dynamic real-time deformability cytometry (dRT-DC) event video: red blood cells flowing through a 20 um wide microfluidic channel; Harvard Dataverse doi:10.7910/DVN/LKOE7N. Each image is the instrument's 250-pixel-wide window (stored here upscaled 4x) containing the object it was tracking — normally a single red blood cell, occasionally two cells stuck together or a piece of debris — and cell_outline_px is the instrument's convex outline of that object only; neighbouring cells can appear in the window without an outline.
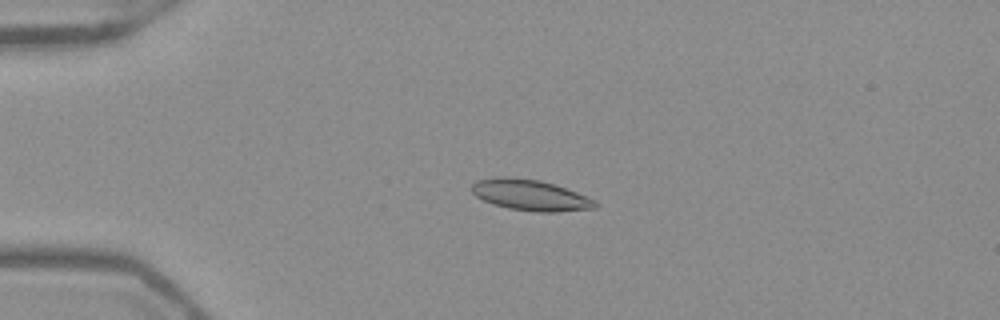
{"species": "Egyptian fruit bat (a non-hibernating species)", "species_latin": "Rousettus aegyptiacus", "temperature_condition": "warm", "stored_images_in_passage": 46, "camera_frame_rate_fps": 3000, "um_per_image_px": 0.085, "frame": {"image": 1, "passage_image": 7, "time_ms": 2.0, "image_size_px": [1000, 320], "cell_outline_px": [[596, 208], [556, 212], [536, 212], [508, 208], [492, 204], [476, 196], [472, 192], [472, 184], [476, 180], [496, 176], [504, 176], [540, 180], [576, 192], [596, 200]], "centroid_in_image_um": [45.04, 16.58], "position_along_channel_um": 40.0, "area_um2": 22.2}}
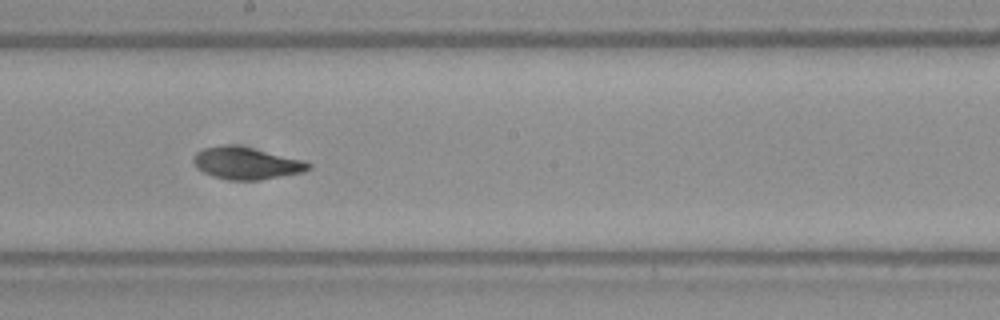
{"frame": {"image": 2, "passage_image": 24, "time_ms": 7.667, "image_size_px": [1000, 320], "cell_outline_px": [[312, 168], [304, 172], [256, 180], [228, 180], [212, 176], [196, 168], [192, 160], [192, 156], [196, 152], [204, 148], [252, 148], [304, 160], [312, 164]], "centroid_in_image_um": [20.97, 13.92], "position_along_channel_um": 227.2, "area_um2": 20.81}}
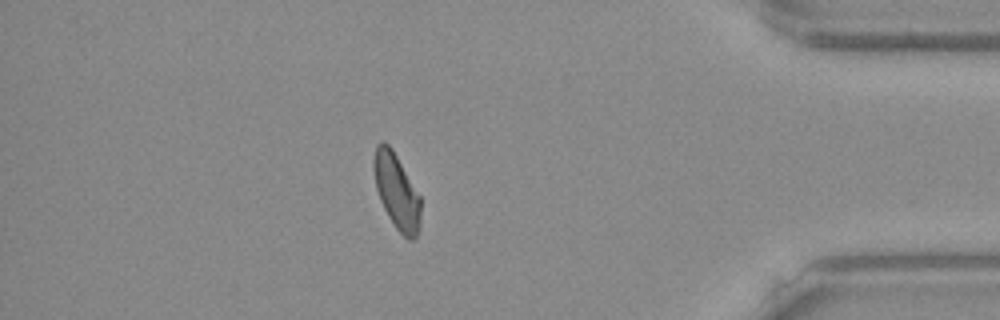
{"frame": {"image": 3, "passage_image": 40, "time_ms": 13.0, "image_size_px": [1000, 320], "cell_outline_px": [[420, 228], [416, 236], [412, 240], [408, 240], [396, 228], [388, 216], [380, 200], [376, 188], [372, 168], [372, 160], [376, 144], [384, 140], [392, 148], [420, 196]], "centroid_in_image_um": [33.69, 16.24], "position_along_channel_um": 401.5, "area_um2": 20.69}, "authors_computed_cell_mechanics": {"area_um2": 20.6924, "velocity_mm_per_s": 3.9355, "shape_relaxation_time_tau1_ms": null, "shape_relaxation_time_tau2_ms": 3.9773, "deformation_change_tau1": null, "deformation_change_tau2": 0.091}}